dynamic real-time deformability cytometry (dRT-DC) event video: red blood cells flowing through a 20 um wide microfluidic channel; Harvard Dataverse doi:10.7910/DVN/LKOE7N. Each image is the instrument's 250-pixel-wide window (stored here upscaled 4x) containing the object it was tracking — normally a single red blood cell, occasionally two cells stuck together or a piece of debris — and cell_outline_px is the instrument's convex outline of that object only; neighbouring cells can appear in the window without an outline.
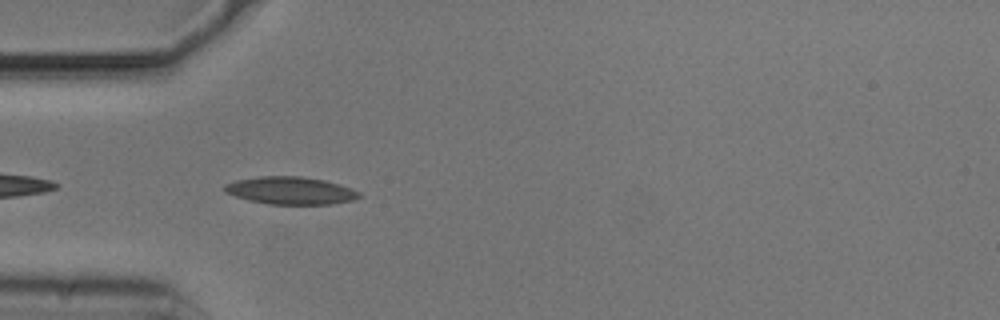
{"species": "common noctule bat (a hibernating species)", "species_latin": "Nyctalus noctula", "temperature_condition": "cold", "stored_images_in_passage": 9, "camera_frame_rate_fps": 3000, "um_per_image_px": 0.085, "animal": {"sex": "male", "body_mass_g": 20.5, "forearm_length_mm": 52.5}, "frame": {"image": 1, "passage_image": 2, "time_ms": 0.333, "image_size_px": [1000, 320], "cell_outline_px": [[360, 196], [352, 200], [332, 204], [268, 204], [248, 200], [224, 192], [224, 184], [236, 180], [260, 176], [300, 176], [324, 180], [340, 184], [352, 188], [360, 192]], "centroid_in_image_um": [24.69, 16.19], "position_along_channel_um": 60.3, "area_um2": 21.62}}
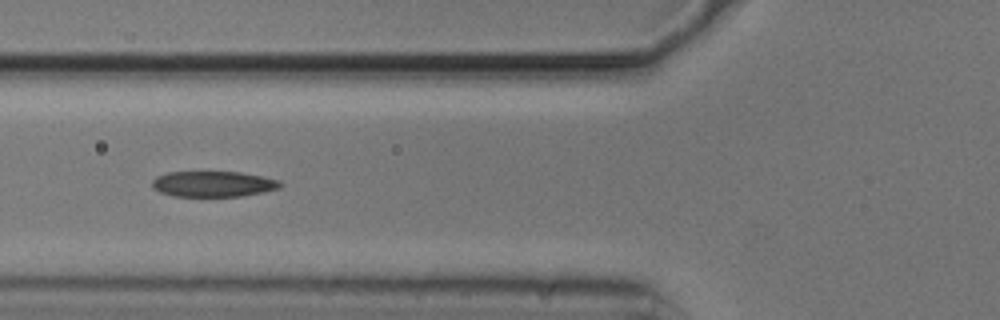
{"frame": {"image": 2, "passage_image": 6, "time_ms": 1.667, "image_size_px": [1000, 320], "cell_outline_px": [[284, 184], [280, 188], [264, 192], [244, 196], [176, 196], [160, 192], [152, 188], [152, 180], [156, 176], [168, 172], [240, 172], [264, 176], [280, 180]], "centroid_in_image_um": [18.17, 15.63], "position_along_channel_um": 107.6, "area_um2": 19.36}}